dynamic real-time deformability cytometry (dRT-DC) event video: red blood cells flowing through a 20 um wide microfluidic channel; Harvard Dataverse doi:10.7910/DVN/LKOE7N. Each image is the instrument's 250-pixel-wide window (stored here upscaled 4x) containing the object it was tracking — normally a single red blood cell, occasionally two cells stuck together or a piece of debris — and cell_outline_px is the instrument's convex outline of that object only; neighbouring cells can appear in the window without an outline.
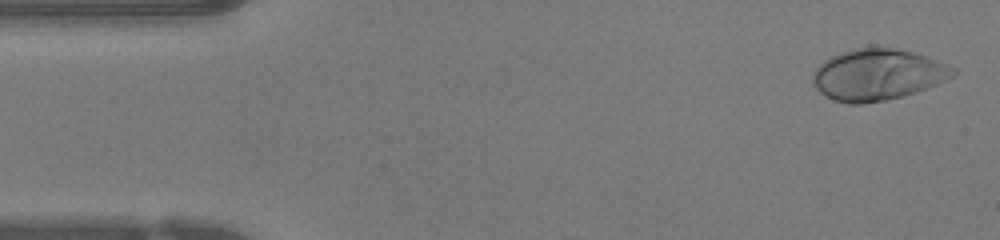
{"species": "human", "species_latin": "Homo sapiens", "temperature_condition": "warm", "stored_images_in_passage": 47, "camera_frame_rate_fps": 3000, "um_per_image_px": 0.085, "donor": {"sex": "female"}, "frame": {"image": 1, "passage_image": 2, "time_ms": 0.333, "image_size_px": [1000, 240], "cell_outline_px": [[956, 72], [952, 76], [936, 84], [916, 92], [884, 100], [864, 104], [848, 104], [836, 100], [820, 92], [816, 88], [812, 80], [812, 72], [824, 60], [840, 52], [872, 44], [912, 52], [924, 56], [956, 68]], "centroid_in_image_um": [74.55, 6.32], "position_along_channel_um": 10.4, "area_um2": 41.85}}
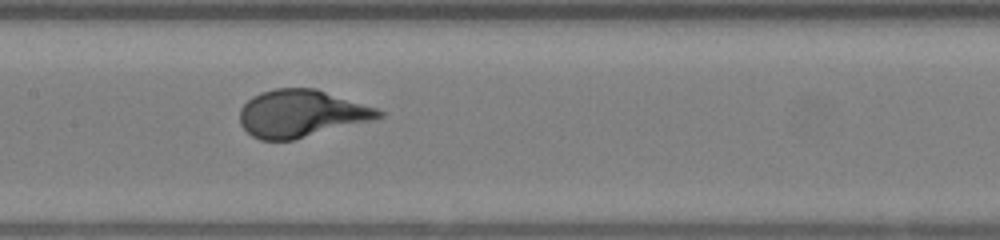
{"frame": {"image": 2, "passage_image": 22, "time_ms": 7.0, "image_size_px": [1000, 240], "cell_outline_px": [[384, 116], [372, 120], [292, 140], [260, 140], [252, 136], [240, 124], [240, 108], [252, 96], [260, 92], [276, 88], [316, 88], [376, 108], [384, 112]], "centroid_in_image_um": [25.58, 9.64], "position_along_channel_um": 181.8, "area_um2": 38.03}}
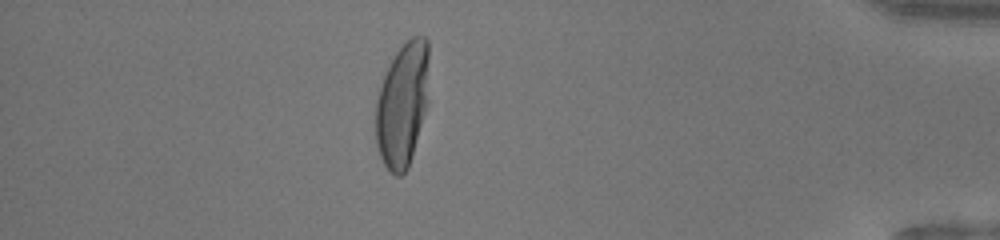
{"frame": {"image": 3, "passage_image": 41, "time_ms": 13.333, "image_size_px": [1000, 240], "cell_outline_px": [[428, 104], [412, 156], [408, 168], [400, 176], [396, 176], [384, 164], [380, 156], [376, 144], [376, 100], [384, 76], [396, 52], [412, 36], [424, 36], [428, 40]], "centroid_in_image_um": [34.22, 8.89], "position_along_channel_um": 401.0, "area_um2": 38.49}, "authors_computed_cell_mechanics": {"area_um2": 38.4948, "velocity_mm_per_s": 4.25, "shape_relaxation_time_tau1_ms": 3.5365, "shape_relaxation_time_tau2_ms": null, "deformation_change_tau1": 0.2437, "deformation_change_tau2": null}}